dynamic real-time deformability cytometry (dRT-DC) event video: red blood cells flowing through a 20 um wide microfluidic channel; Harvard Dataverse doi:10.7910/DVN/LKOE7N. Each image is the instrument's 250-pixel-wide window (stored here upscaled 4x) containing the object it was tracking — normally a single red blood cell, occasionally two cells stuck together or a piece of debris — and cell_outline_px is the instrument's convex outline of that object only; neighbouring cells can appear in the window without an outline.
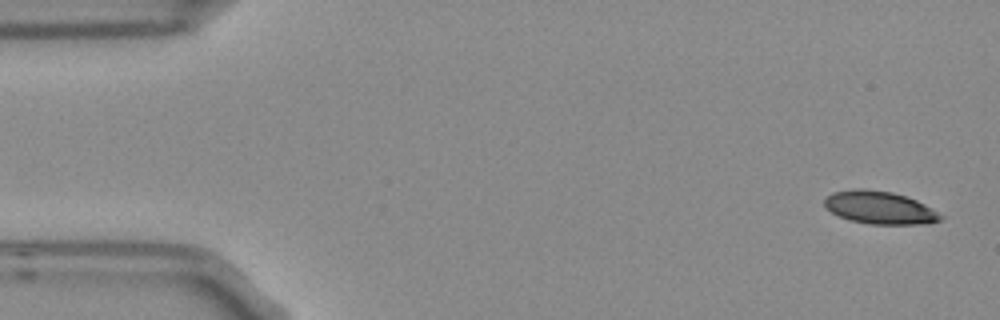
{"species": "Egyptian fruit bat (a non-hibernating species)", "species_latin": "Rousettus aegyptiacus", "temperature_condition": "room temperature", "stored_images_in_passage": 6, "camera_frame_rate_fps": 3000, "um_per_image_px": 0.085, "frame": {"image": 1, "passage_image": 1, "time_ms": 0.0, "image_size_px": [1000, 320], "cell_outline_px": [[944, 216], [940, 220], [928, 224], [868, 224], [852, 220], [840, 216], [824, 208], [824, 200], [832, 192], [856, 188], [864, 188], [892, 192], [916, 200], [932, 208]], "centroid_in_image_um": [74.77, 17.64], "position_along_channel_um": 10.2, "area_um2": 22.2}}
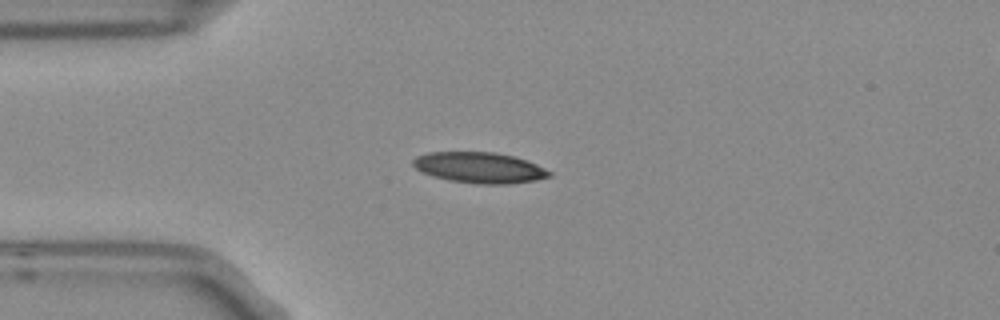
{"frame": {"image": 2, "passage_image": 4, "time_ms": 1.0, "image_size_px": [1000, 320], "cell_outline_px": [[552, 176], [536, 180], [508, 184], [476, 184], [448, 180], [432, 176], [416, 168], [412, 164], [412, 160], [416, 156], [428, 152], [496, 152], [528, 160], [552, 172]], "centroid_in_image_um": [40.76, 14.25], "position_along_channel_um": 44.2, "area_um2": 24.57}}
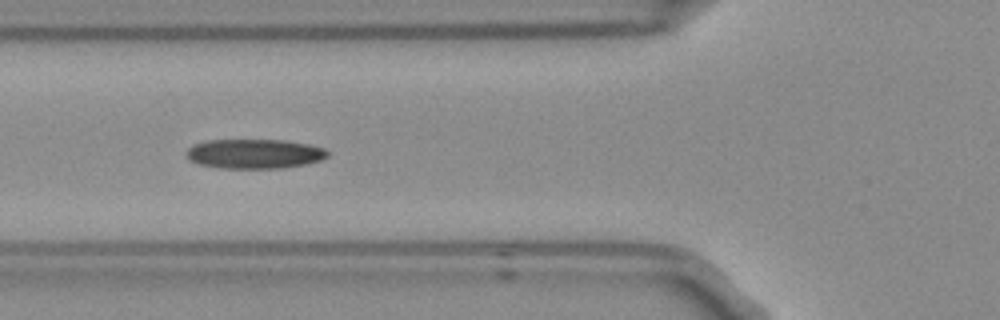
{"frame": {"image": 3, "passage_image": 6, "time_ms": 1.667, "image_size_px": [1000, 320], "cell_outline_px": [[328, 156], [320, 160], [304, 164], [284, 168], [220, 168], [200, 164], [192, 160], [188, 156], [188, 148], [192, 144], [208, 140], [284, 140], [308, 144], [324, 148], [328, 152]], "centroid_in_image_um": [21.65, 13.07], "position_along_channel_um": 104.2, "area_um2": 24.1}}